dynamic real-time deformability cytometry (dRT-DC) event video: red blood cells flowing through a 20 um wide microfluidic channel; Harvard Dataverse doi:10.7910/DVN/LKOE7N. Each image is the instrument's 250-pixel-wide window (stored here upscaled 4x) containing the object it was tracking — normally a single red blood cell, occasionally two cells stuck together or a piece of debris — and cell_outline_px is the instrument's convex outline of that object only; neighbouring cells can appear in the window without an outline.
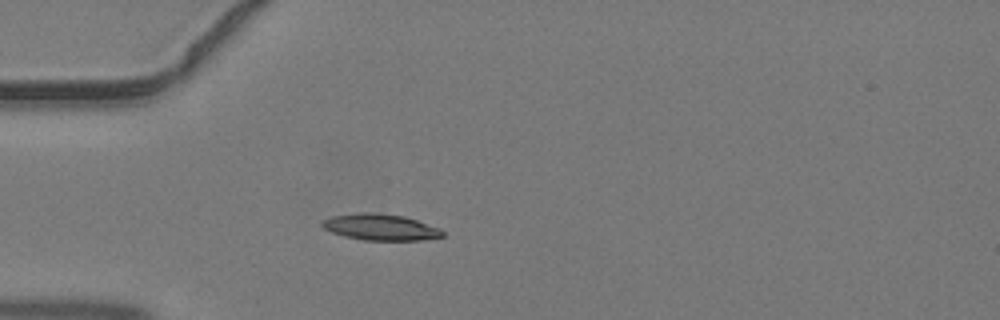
{"species": "common noctule bat (a hibernating species)", "species_latin": "Nyctalus noctula", "temperature_condition": "warm", "stored_images_in_passage": 32, "camera_frame_rate_fps": 3000, "um_per_image_px": 0.085, "animal": {"sex": "male", "body_mass_g": 19.2, "forearm_length_mm": 51.8}, "frame": {"image": 1, "passage_image": 1, "time_ms": 0.0, "image_size_px": [1000, 320], "cell_outline_px": [[444, 236], [420, 240], [364, 240], [344, 236], [332, 232], [324, 228], [320, 224], [320, 220], [332, 216], [360, 212], [376, 212], [404, 216], [440, 228], [444, 232]], "centroid_in_image_um": [32.31, 19.3], "position_along_channel_um": 52.7, "area_um2": 18.5}}
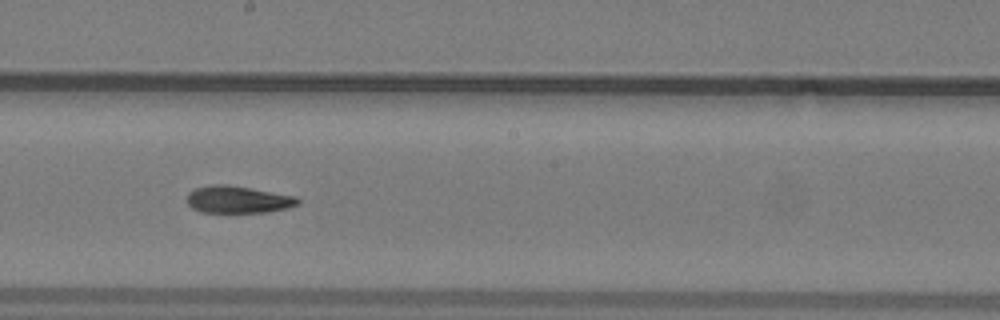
{"frame": {"image": 2, "passage_image": 13, "time_ms": 4.0, "image_size_px": [1000, 320], "cell_outline_px": [[300, 204], [288, 208], [264, 212], [200, 212], [192, 208], [188, 204], [188, 192], [196, 188], [212, 184], [228, 184], [296, 196], [300, 200]], "centroid_in_image_um": [20.24, 16.95], "position_along_channel_um": 228.0, "area_um2": 17.57}}
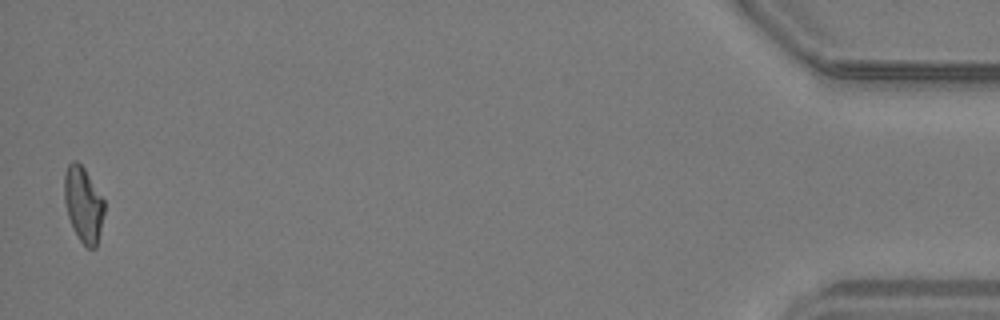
{"frame": {"image": 3, "passage_image": 32, "time_ms": 10.333, "image_size_px": [1000, 320], "cell_outline_px": [[104, 212], [96, 248], [88, 248], [80, 240], [72, 228], [68, 216], [64, 200], [64, 172], [68, 164], [72, 160], [76, 160], [84, 168], [104, 200]], "centroid_in_image_um": [7.06, 17.35], "position_along_channel_um": 428.1, "area_um2": 17.46}}